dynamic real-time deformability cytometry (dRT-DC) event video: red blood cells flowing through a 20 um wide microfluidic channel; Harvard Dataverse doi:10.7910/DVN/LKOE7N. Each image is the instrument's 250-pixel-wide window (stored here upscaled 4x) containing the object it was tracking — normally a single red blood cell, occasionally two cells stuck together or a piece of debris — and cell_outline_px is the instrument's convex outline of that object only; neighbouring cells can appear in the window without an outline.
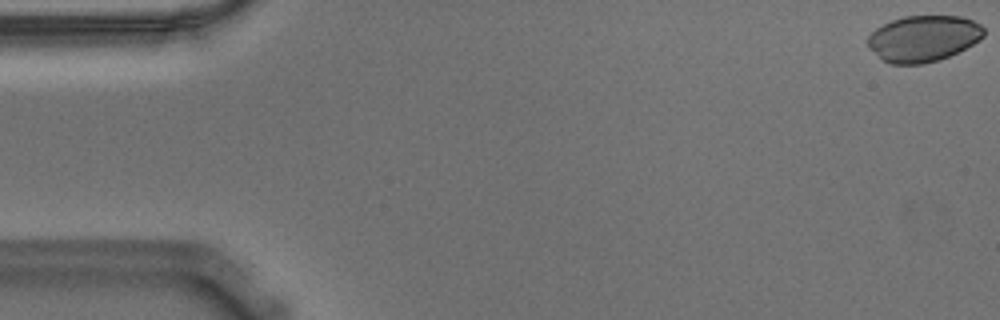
{"species": "Egyptian fruit bat (a non-hibernating species)", "species_latin": "Rousettus aegyptiacus", "temperature_condition": "warm", "stored_images_in_passage": 32, "camera_frame_rate_fps": 3000, "um_per_image_px": 0.085, "animal": {"sex": "male"}, "frame": {"image": 1, "passage_image": 1, "time_ms": 0.0, "image_size_px": [1000, 320], "cell_outline_px": [[984, 36], [980, 40], [948, 56], [924, 64], [892, 64], [884, 60], [868, 48], [868, 36], [876, 28], [892, 20], [904, 16], [960, 16], [972, 20], [980, 24], [984, 28]], "centroid_in_image_um": [78.48, 3.26], "position_along_channel_um": 6.5, "area_um2": 30.98}}
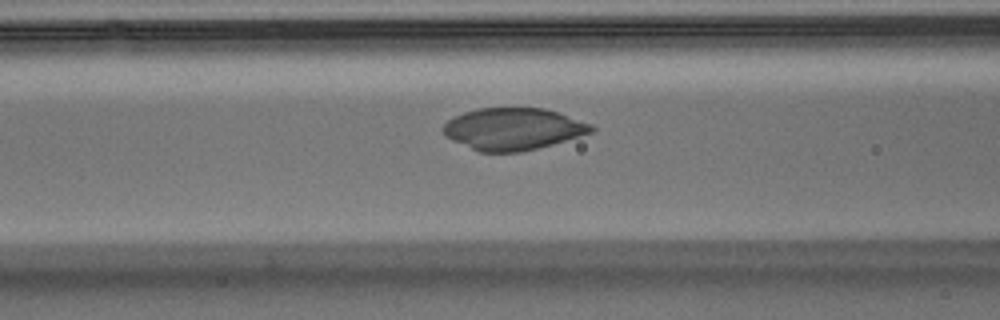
{"frame": {"image": 2, "passage_image": 22, "time_ms": 7.0, "image_size_px": [1000, 320], "cell_outline_px": [[596, 128], [592, 132], [552, 144], [520, 152], [480, 152], [452, 140], [444, 136], [444, 124], [448, 120], [464, 112], [480, 108], [544, 108], [592, 124]], "centroid_in_image_um": [43.6, 10.96], "position_along_channel_um": 123.0, "area_um2": 35.84}}
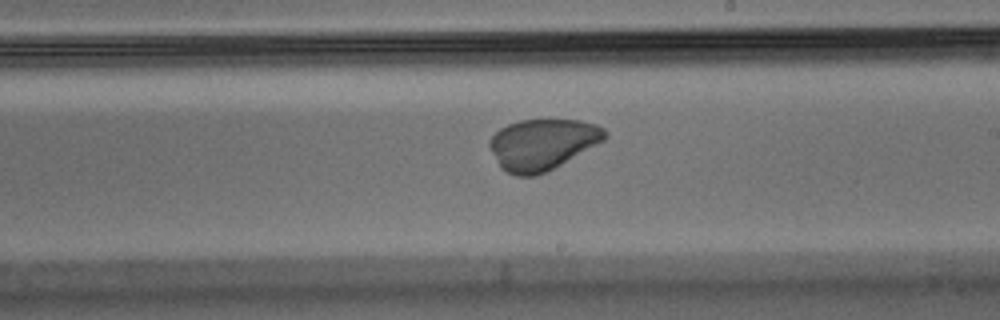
{"frame": {"image": 3, "passage_image": 32, "time_ms": 10.333, "image_size_px": [1000, 320], "cell_outline_px": [[608, 136], [604, 140], [560, 164], [536, 176], [516, 176], [500, 168], [488, 144], [492, 136], [500, 128], [508, 124], [520, 120], [580, 120], [596, 124], [604, 128], [608, 132]], "centroid_in_image_um": [46.1, 12.25], "position_along_channel_um": 242.9, "area_um2": 33.93}}